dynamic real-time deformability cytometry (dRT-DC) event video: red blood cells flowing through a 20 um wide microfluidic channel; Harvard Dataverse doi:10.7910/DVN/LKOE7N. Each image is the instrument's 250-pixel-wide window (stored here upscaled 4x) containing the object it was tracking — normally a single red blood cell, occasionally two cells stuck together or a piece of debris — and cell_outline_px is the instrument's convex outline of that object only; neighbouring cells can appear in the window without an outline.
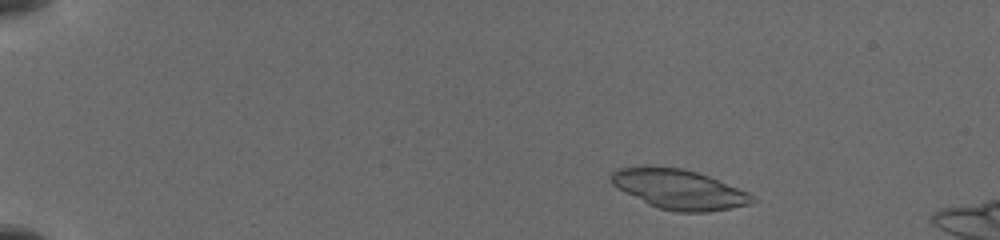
{"species": "common noctule bat (a hibernating species)", "species_latin": "Nyctalus noctula", "temperature_condition": "cold", "stored_images_in_passage": 18, "camera_frame_rate_fps": 3000, "um_per_image_px": 0.085, "animal": {"sex": "female", "body_mass_g": 19.5, "forearm_length_mm": 54.1}, "frame": {"image": 1, "passage_image": 3, "time_ms": 1.333, "image_size_px": [1000, 240], "cell_outline_px": [[756, 200], [748, 204], [708, 212], [676, 212], [660, 208], [648, 204], [612, 184], [612, 172], [620, 168], [680, 168], [696, 172], [708, 176], [748, 192]], "centroid_in_image_um": [57.76, 16.12], "position_along_channel_um": 27.2, "area_um2": 31.5}}